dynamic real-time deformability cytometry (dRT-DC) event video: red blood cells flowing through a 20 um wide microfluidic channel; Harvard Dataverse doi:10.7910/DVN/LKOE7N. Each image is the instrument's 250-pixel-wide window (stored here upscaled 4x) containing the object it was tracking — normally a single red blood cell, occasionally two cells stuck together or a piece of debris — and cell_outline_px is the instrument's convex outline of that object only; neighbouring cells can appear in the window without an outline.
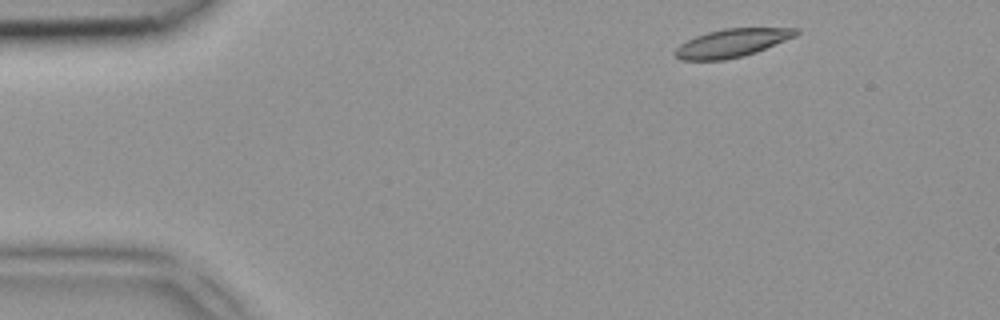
{"species": "common noctule bat (a hibernating species)", "species_latin": "Nyctalus noctula", "temperature_condition": "room temperature", "stored_images_in_passage": 3, "camera_frame_rate_fps": 3000, "um_per_image_px": 0.085, "animal": {"sex": "female", "body_mass_g": 18.4}, "frame": {"image": 1, "passage_image": 1, "time_ms": 0.0, "image_size_px": [1000, 320], "cell_outline_px": [[800, 32], [796, 36], [756, 52], [744, 56], [724, 60], [680, 60], [672, 52], [680, 44], [696, 36], [708, 32], [724, 28], [800, 28]], "centroid_in_image_um": [62.22, 3.66], "position_along_channel_um": 22.8, "area_um2": 19.88}}